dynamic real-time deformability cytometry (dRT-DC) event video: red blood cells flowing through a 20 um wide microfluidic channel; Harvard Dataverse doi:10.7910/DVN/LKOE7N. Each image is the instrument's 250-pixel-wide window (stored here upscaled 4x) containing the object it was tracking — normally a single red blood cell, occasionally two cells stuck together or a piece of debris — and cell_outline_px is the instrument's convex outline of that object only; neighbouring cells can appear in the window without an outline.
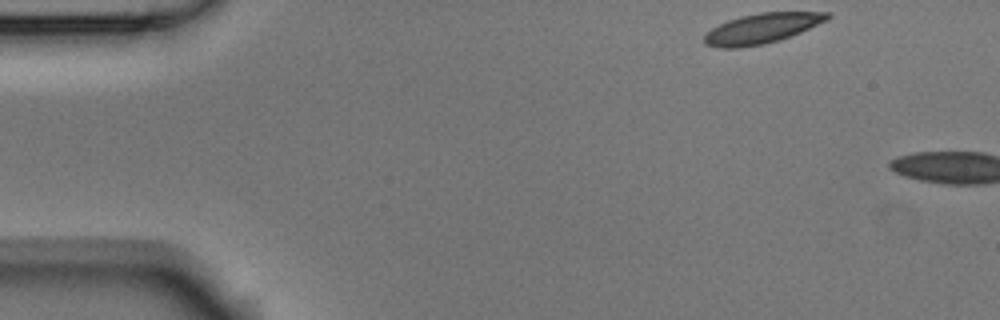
{"species": "Egyptian fruit bat (a non-hibernating species)", "species_latin": "Rousettus aegyptiacus", "temperature_condition": "room temperature", "stored_images_in_passage": 2, "camera_frame_rate_fps": 3000, "um_per_image_px": 0.085, "animal": {"sex": "male"}, "frame": {"image": 1, "passage_image": 1, "time_ms": 0.0, "image_size_px": [1000, 320], "cell_outline_px": [[832, 16], [828, 20], [800, 32], [764, 44], [740, 48], [720, 48], [704, 44], [704, 36], [712, 28], [728, 20], [740, 16], [760, 12], [832, 12]], "centroid_in_image_um": [64.76, 2.41], "position_along_channel_um": 20.2, "area_um2": 21.44}}